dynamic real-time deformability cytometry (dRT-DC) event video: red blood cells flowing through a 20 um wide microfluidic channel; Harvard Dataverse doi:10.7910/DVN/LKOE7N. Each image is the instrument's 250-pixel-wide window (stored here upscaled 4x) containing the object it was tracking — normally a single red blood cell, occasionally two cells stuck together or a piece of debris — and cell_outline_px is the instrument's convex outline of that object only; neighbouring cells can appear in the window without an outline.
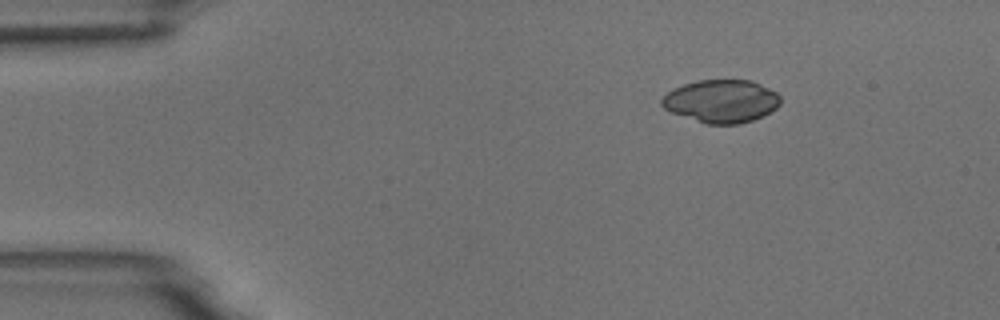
{"species": "common noctule bat (a hibernating species)", "species_latin": "Nyctalus noctula", "temperature_condition": "room temperature", "stored_images_in_passage": 5, "camera_frame_rate_fps": 3000, "um_per_image_px": 0.085, "animal": {"sex": "male", "body_mass_g": 18.8}, "frame": {"image": 1, "passage_image": 1, "time_ms": 0.0, "image_size_px": [1000, 320], "cell_outline_px": [[780, 104], [776, 108], [764, 116], [740, 124], [704, 124], [672, 112], [664, 108], [660, 104], [660, 100], [672, 88], [684, 84], [700, 80], [752, 80], [776, 92], [780, 96]], "centroid_in_image_um": [61.31, 8.6], "position_along_channel_um": 23.7, "area_um2": 29.77}}